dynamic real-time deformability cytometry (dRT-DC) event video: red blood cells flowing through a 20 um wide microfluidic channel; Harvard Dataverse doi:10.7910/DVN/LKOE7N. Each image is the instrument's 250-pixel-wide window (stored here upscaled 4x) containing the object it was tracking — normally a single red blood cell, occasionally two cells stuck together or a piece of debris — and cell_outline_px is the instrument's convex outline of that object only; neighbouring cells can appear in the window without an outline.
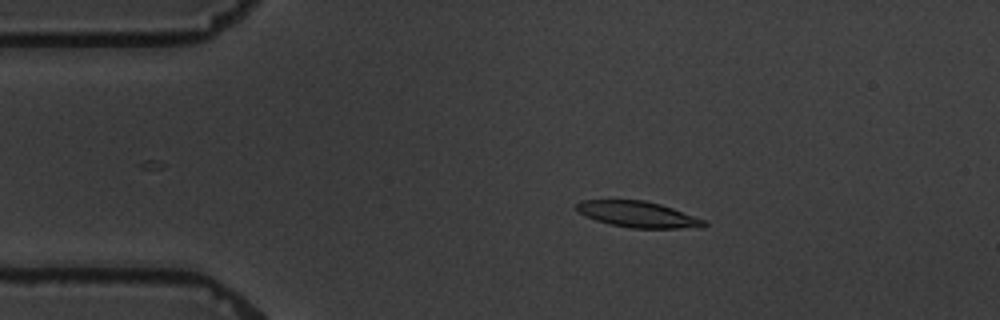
{"species": "common noctule bat (a hibernating species)", "species_latin": "Nyctalus noctula", "temperature_condition": "warm", "stored_images_in_passage": 7, "camera_frame_rate_fps": 3000, "um_per_image_px": 0.085, "animal": {"sex": "male", "body_mass_g": 19.5, "forearm_length_mm": 54.6}, "frame": {"image": 1, "passage_image": 1, "time_ms": 0.0, "image_size_px": [1000, 320], "cell_outline_px": [[708, 224], [704, 228], [632, 228], [608, 224], [596, 220], [580, 212], [576, 208], [576, 204], [580, 200], [644, 200], [660, 204], [672, 208], [704, 220]], "centroid_in_image_um": [54.25, 18.23], "position_along_channel_um": 30.8, "area_um2": 19.19}}
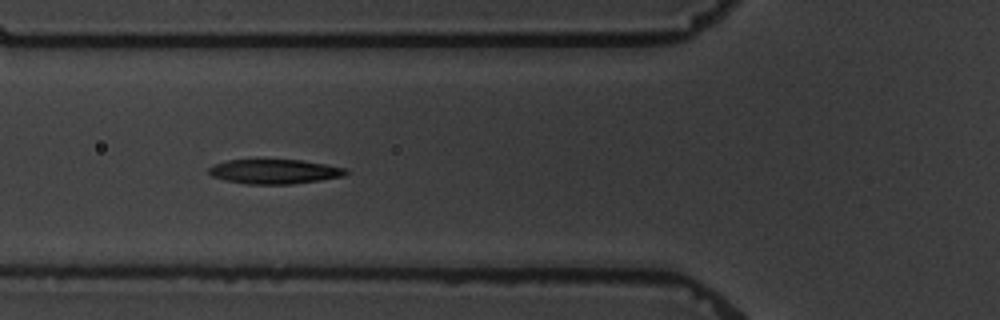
{"frame": {"image": 2, "passage_image": 4, "time_ms": 3.333, "image_size_px": [1000, 320], "cell_outline_px": [[348, 172], [344, 176], [320, 180], [292, 184], [248, 184], [228, 180], [212, 176], [208, 172], [208, 168], [216, 164], [228, 160], [256, 156], [300, 160], [348, 168]], "centroid_in_image_um": [23.31, 14.52], "position_along_channel_um": 102.5, "area_um2": 20.4}}
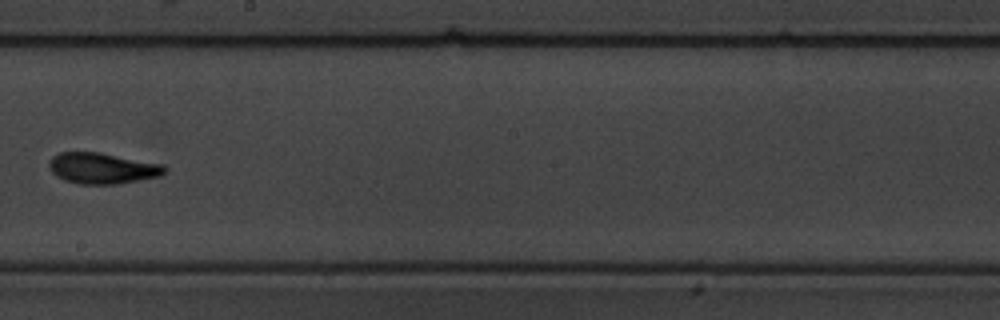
{"frame": {"image": 3, "passage_image": 7, "time_ms": 7.333, "image_size_px": [1000, 320], "cell_outline_px": [[168, 168], [160, 176], [116, 184], [80, 184], [64, 180], [56, 176], [52, 172], [48, 164], [52, 156], [60, 152], [100, 152], [164, 164]], "centroid_in_image_um": [8.7, 14.29], "position_along_channel_um": 239.5, "area_um2": 20.92}}